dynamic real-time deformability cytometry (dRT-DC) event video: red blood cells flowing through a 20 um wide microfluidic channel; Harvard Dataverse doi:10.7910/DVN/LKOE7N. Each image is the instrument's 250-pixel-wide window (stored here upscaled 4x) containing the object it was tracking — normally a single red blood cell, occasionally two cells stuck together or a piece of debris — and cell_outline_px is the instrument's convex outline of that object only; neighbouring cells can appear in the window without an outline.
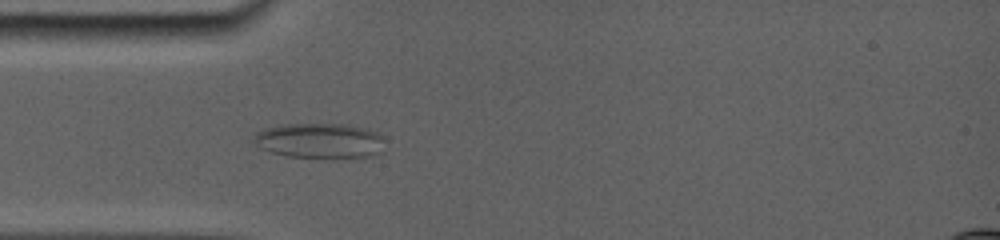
{"species": "common noctule bat (a hibernating species)", "species_latin": "Nyctalus noctula", "temperature_condition": "room temperature", "stored_images_in_passage": 33, "camera_frame_rate_fps": 5000, "um_per_image_px": 0.085, "animal": {"sex": "female", "body_mass_g": 19.0, "forearm_length_mm": 56.7}, "frame": {"image": 1, "passage_image": 5, "time_ms": 3.4, "image_size_px": [1000, 240], "cell_outline_px": [[376, 152], [364, 156], [288, 156], [272, 152], [264, 148], [256, 140], [256, 136], [260, 132], [276, 128], [300, 124], [324, 124], [352, 128], [368, 132], [376, 136]], "centroid_in_image_um": [27.02, 11.98], "position_along_channel_um": 58.0, "area_um2": 23.29}}
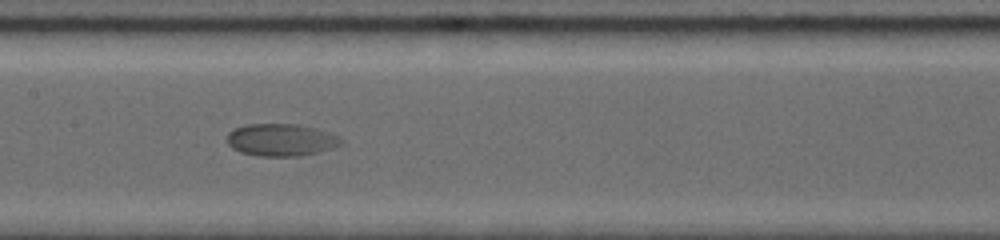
{"frame": {"image": 2, "passage_image": 12, "time_ms": 6.8, "image_size_px": [1000, 240], "cell_outline_px": [[336, 144], [316, 152], [300, 156], [260, 156], [240, 152], [232, 148], [228, 144], [228, 132], [236, 128], [248, 124], [296, 124], [336, 136]], "centroid_in_image_um": [23.7, 11.9], "position_along_channel_um": 183.7, "area_um2": 20.4}}
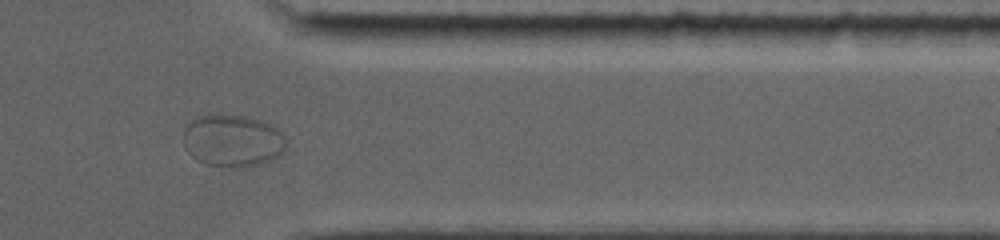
{"frame": {"image": 3, "passage_image": 26, "time_ms": 12.4, "image_size_px": [1000, 240], "cell_outline_px": [[288, 140], [280, 156], [272, 160], [260, 164], [240, 168], [236, 168], [204, 164], [196, 160], [184, 148], [184, 128], [192, 120], [208, 112], [220, 112], [248, 116], [260, 120], [276, 128]], "centroid_in_image_um": [19.76, 11.93], "position_along_channel_um": 391.6, "area_um2": 32.14}, "authors_computed_cell_mechanics": {"area_um2": 23.2934, "velocity_mm_per_s": 3.7362, "shape_relaxation_time_tau1_ms": 4.0905, "shape_relaxation_time_tau2_ms": null, "deformation_change_tau1": 0.0567, "deformation_change_tau2": null}}